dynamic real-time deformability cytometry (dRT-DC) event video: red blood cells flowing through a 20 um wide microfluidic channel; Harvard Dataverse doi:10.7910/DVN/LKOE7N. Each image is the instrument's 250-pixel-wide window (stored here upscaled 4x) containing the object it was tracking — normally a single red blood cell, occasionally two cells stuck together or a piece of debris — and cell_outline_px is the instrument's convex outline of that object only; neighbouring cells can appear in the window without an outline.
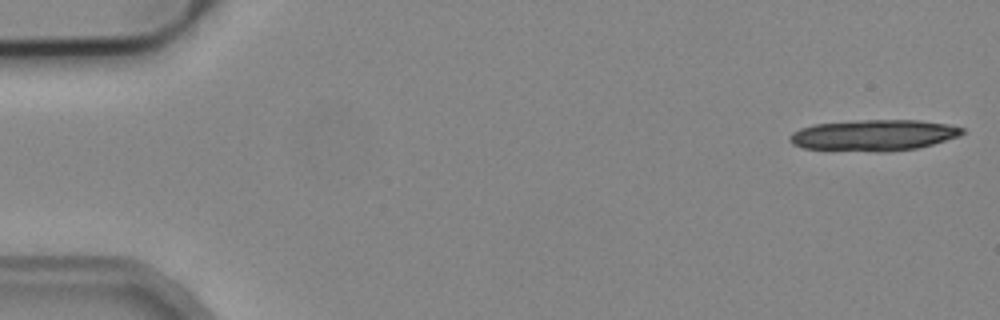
{"species": "common noctule bat (a hibernating species)", "species_latin": "Nyctalus noctula", "temperature_condition": "cold", "stored_images_in_passage": 19, "camera_frame_rate_fps": 3000, "um_per_image_px": 0.085, "animal": {"sex": "male", "body_mass_g": 19.2, "forearm_length_mm": 51.8}, "frame": {"image": 1, "passage_image": 1, "time_ms": 0.0, "image_size_px": [1000, 320], "cell_outline_px": [[964, 132], [960, 136], [932, 144], [916, 148], [888, 152], [876, 152], [804, 148], [792, 144], [788, 140], [788, 136], [792, 132], [800, 128], [816, 124], [864, 120], [920, 120], [948, 124], [964, 128]], "centroid_in_image_um": [74.27, 11.5], "position_along_channel_um": 10.7, "area_um2": 31.33}}